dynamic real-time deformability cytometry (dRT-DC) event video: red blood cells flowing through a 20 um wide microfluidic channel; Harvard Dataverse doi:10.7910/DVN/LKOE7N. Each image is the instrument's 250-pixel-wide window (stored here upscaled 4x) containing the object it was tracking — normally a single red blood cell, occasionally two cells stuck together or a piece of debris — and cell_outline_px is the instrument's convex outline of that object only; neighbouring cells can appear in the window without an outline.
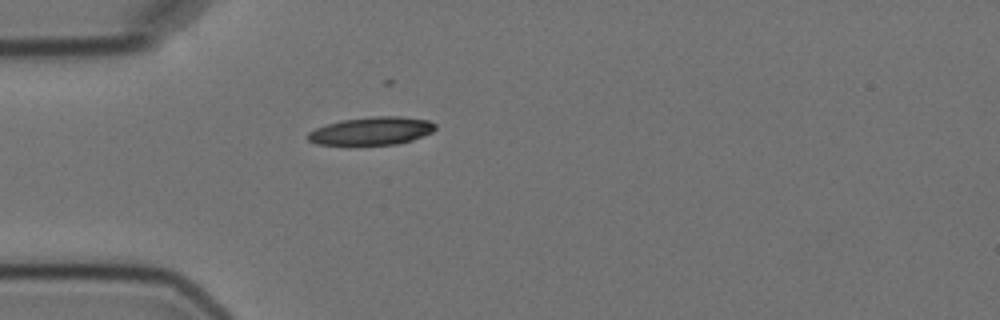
{"species": "Egyptian fruit bat (a non-hibernating species)", "species_latin": "Rousettus aegyptiacus", "temperature_condition": "cold", "stored_images_in_passage": 3, "camera_frame_rate_fps": 3000, "um_per_image_px": 0.085, "animal": {"sex": "female"}, "frame": {"image": 1, "passage_image": 3, "time_ms": 3.333, "image_size_px": [1000, 320], "cell_outline_px": [[436, 128], [432, 132], [412, 140], [396, 144], [316, 144], [308, 140], [308, 132], [316, 128], [340, 120], [372, 116], [400, 116], [428, 120], [436, 124]], "centroid_in_image_um": [31.61, 11.11], "position_along_channel_um": 53.4, "area_um2": 20.58}}